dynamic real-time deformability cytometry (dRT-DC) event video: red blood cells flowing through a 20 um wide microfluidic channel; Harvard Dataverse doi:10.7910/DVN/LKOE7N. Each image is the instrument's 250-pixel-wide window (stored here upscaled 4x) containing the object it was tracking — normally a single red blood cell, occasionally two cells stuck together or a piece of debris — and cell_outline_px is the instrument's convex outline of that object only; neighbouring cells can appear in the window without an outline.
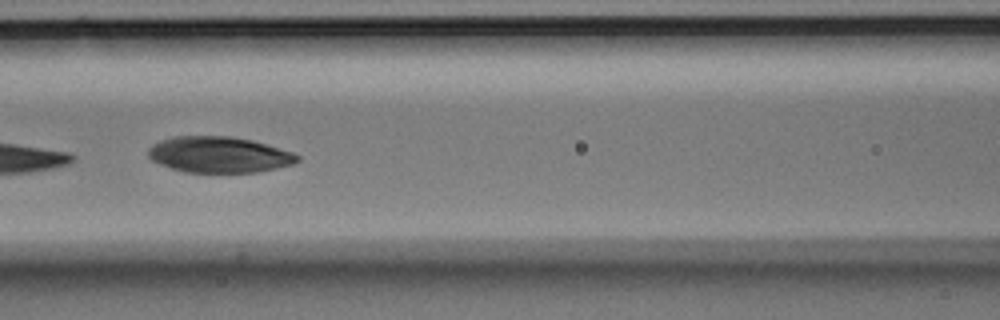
{"species": "Egyptian fruit bat (a non-hibernating species)", "species_latin": "Rousettus aegyptiacus", "temperature_condition": "room temperature", "stored_images_in_passage": 13, "camera_frame_rate_fps": 3000, "um_per_image_px": 0.085, "animal": {"sex": "male"}, "frame": {"image": 1, "passage_image": 6, "time_ms": 1.667, "image_size_px": [1000, 320], "cell_outline_px": [[300, 160], [292, 164], [276, 168], [256, 172], [184, 172], [160, 164], [152, 160], [148, 156], [148, 148], [152, 144], [160, 140], [172, 136], [232, 136], [252, 140], [292, 152], [300, 156]], "centroid_in_image_um": [18.59, 13.14], "position_along_channel_um": 148.0, "area_um2": 31.27}}
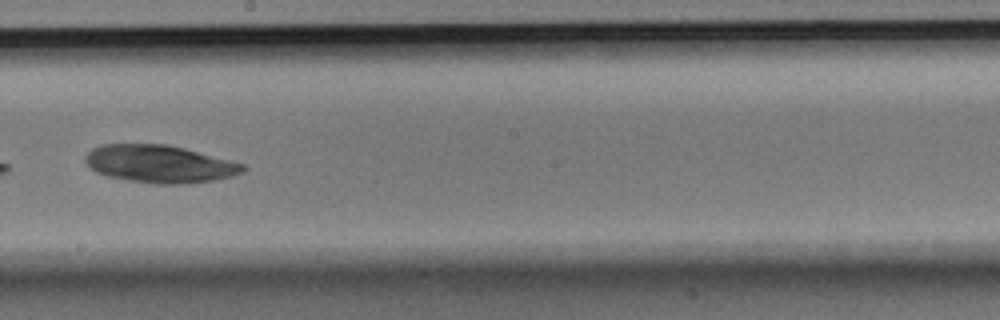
{"frame": {"image": 2, "passage_image": 8, "time_ms": 2.333, "image_size_px": [1000, 320], "cell_outline_px": [[248, 168], [244, 172], [232, 176], [216, 180], [188, 184], [156, 184], [128, 180], [108, 176], [96, 172], [84, 160], [88, 152], [92, 148], [104, 144], [168, 144], [184, 148], [244, 164]], "centroid_in_image_um": [13.6, 13.94], "position_along_channel_um": 234.6, "area_um2": 34.56}}
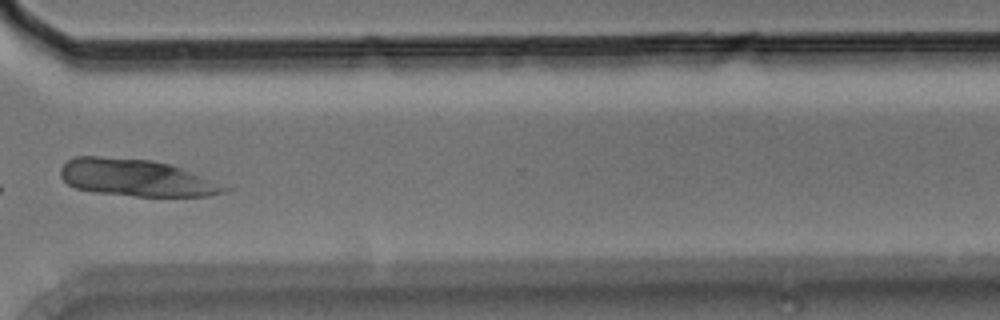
{"frame": {"image": 3, "passage_image": 11, "time_ms": 3.333, "image_size_px": [1000, 320], "cell_outline_px": [[236, 184], [232, 188], [224, 192], [208, 196], [132, 196], [92, 192], [76, 188], [68, 184], [60, 176], [60, 168], [68, 160], [76, 156], [96, 156], [152, 160], [168, 164]], "centroid_in_image_um": [11.74, 15.12], "position_along_channel_um": 358.9, "area_um2": 36.3}}